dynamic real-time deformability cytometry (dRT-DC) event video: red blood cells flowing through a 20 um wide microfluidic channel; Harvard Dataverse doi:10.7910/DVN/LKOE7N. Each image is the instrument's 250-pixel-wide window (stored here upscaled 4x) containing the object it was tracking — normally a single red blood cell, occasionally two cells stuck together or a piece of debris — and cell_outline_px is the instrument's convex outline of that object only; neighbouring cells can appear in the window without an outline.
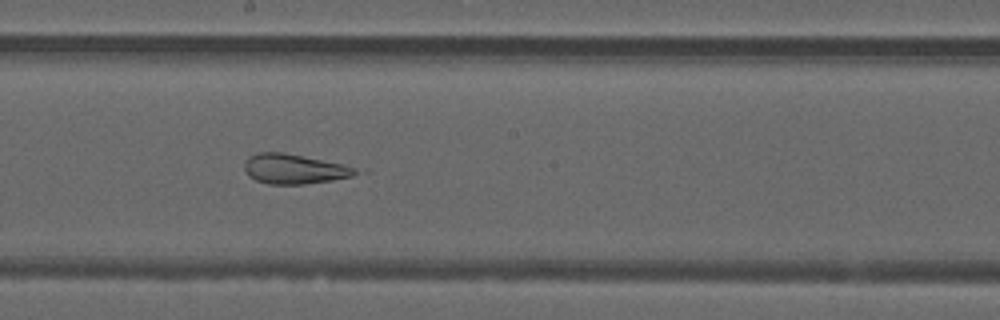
{"species": "common noctule bat (a hibernating species)", "species_latin": "Nyctalus noctula", "temperature_condition": "warm", "stored_images_in_passage": 51, "camera_frame_rate_fps": 3000, "um_per_image_px": 0.085, "animal": {"sex": "male", "forearm_length_mm": 52.5}, "frame": {"image": 1, "passage_image": 28, "time_ms": 9.0, "image_size_px": [1000, 320], "cell_outline_px": [[368, 172], [352, 176], [332, 180], [304, 184], [268, 184], [256, 180], [248, 176], [244, 168], [244, 160], [248, 156], [256, 152], [280, 152], [340, 164], [356, 168]], "centroid_in_image_um": [25.0, 14.37], "position_along_channel_um": 223.2, "area_um2": 19.31}}
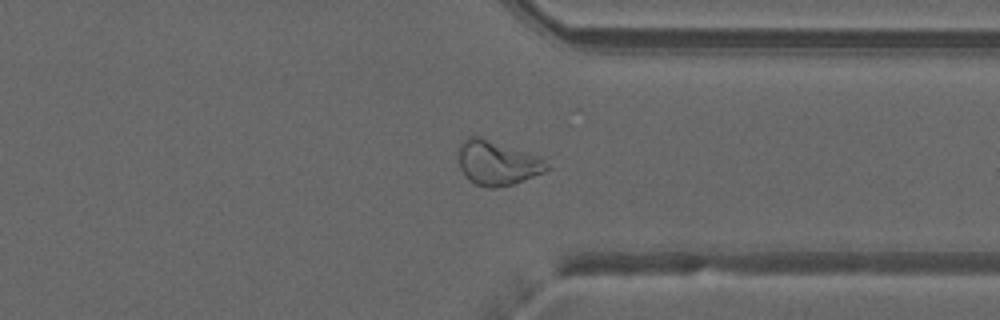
{"frame": {"image": 2, "passage_image": 39, "time_ms": 12.667, "image_size_px": [1000, 320], "cell_outline_px": [[548, 168], [544, 172], [512, 184], [496, 188], [488, 188], [476, 184], [468, 180], [464, 176], [460, 168], [460, 144], [468, 136], [480, 136], [540, 156], [544, 160]], "centroid_in_image_um": [42.25, 13.85], "position_along_channel_um": 369.1, "area_um2": 22.72}}
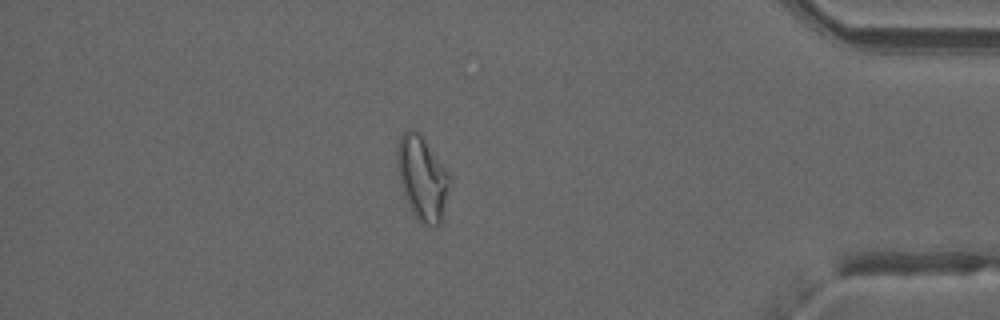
{"frame": {"image": 3, "passage_image": 44, "time_ms": 14.333, "image_size_px": [1000, 320], "cell_outline_px": [[452, 180], [440, 224], [424, 224], [412, 212], [404, 196], [400, 184], [396, 164], [396, 148], [400, 136], [408, 128], [416, 128], [420, 132], [452, 176]], "centroid_in_image_um": [35.89, 15.05], "position_along_channel_um": 399.3, "area_um2": 26.13}}